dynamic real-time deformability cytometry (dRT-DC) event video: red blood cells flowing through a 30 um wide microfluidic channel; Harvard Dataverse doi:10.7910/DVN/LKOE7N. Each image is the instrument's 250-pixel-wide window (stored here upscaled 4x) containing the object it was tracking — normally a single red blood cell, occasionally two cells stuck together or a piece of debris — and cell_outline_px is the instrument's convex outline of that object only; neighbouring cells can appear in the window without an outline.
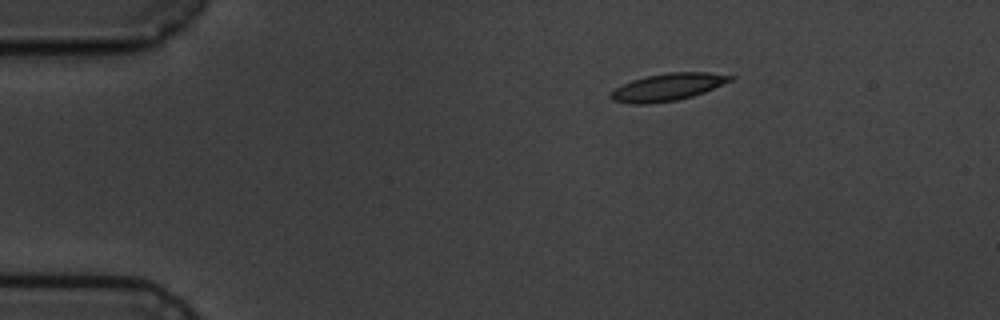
{"species": "common noctule bat (a hibernating species)", "species_latin": "Nyctalus noctula", "temperature_condition": "cold", "stored_images_in_passage": 3, "camera_frame_rate_fps": 3000, "um_per_image_px": 0.085, "animal": {"sex": "male", "body_mass_g": 19.5, "forearm_length_mm": 54.6}, "frame": {"image": 1, "passage_image": 1, "time_ms": 0.0, "image_size_px": [1000, 320], "cell_outline_px": [[736, 76], [732, 80], [704, 92], [692, 96], [676, 100], [648, 104], [628, 104], [612, 100], [608, 96], [616, 88], [632, 80], [648, 76], [668, 72], [708, 72]], "centroid_in_image_um": [56.75, 7.4], "position_along_channel_um": 28.3, "area_um2": 18.9}}